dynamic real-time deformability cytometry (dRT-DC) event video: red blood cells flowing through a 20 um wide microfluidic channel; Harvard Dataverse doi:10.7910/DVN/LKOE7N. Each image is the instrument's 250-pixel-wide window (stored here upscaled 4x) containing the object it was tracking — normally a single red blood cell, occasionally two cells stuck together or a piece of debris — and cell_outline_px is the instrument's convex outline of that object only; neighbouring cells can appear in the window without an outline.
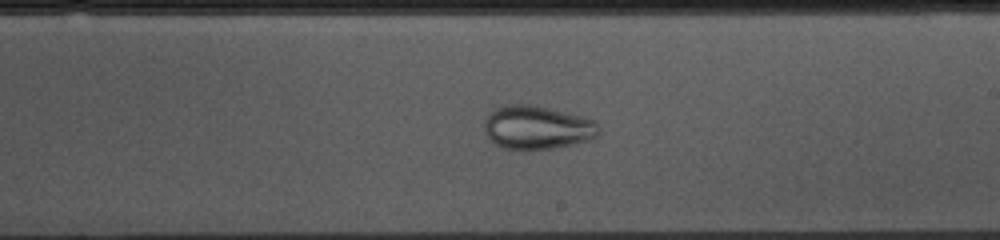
{"species": "common noctule bat (a hibernating species)", "species_latin": "Nyctalus noctula", "temperature_condition": "cold", "stored_images_in_passage": 52, "camera_frame_rate_fps": 3000, "um_per_image_px": 0.085, "animal": {"sex": "female", "body_mass_g": 10.0, "forearm_length_mm": 53.1}, "frame": {"image": 1, "passage_image": 29, "time_ms": 9.333, "image_size_px": [1000, 240], "cell_outline_px": [[600, 132], [592, 140], [552, 148], [504, 148], [496, 144], [484, 132], [484, 120], [488, 112], [500, 104], [528, 104], [568, 112], [596, 120], [600, 124]], "centroid_in_image_um": [45.67, 10.8], "position_along_channel_um": 243.3, "area_um2": 29.25}}
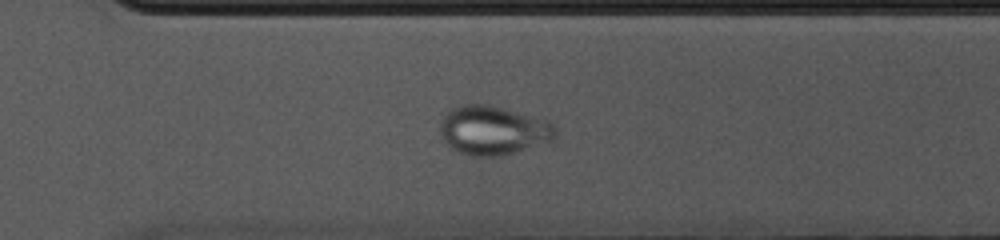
{"frame": {"image": 2, "passage_image": 36, "time_ms": 11.667, "image_size_px": [1000, 240], "cell_outline_px": [[556, 144], [496, 156], [472, 156], [456, 152], [448, 148], [440, 132], [440, 120], [452, 108], [464, 104], [488, 104], [556, 124]], "centroid_in_image_um": [41.97, 11.13], "position_along_channel_um": 328.6, "area_um2": 33.52}}
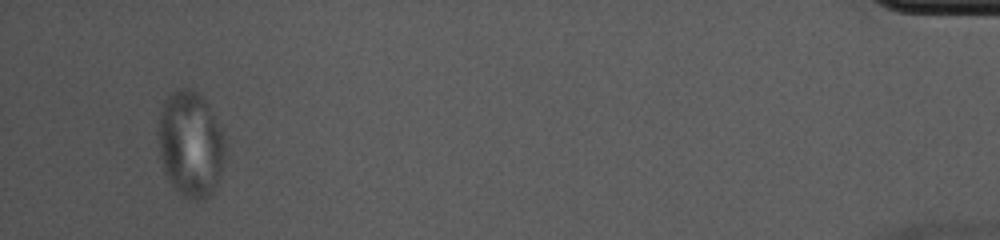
{"frame": {"image": 3, "passage_image": 50, "time_ms": 16.333, "image_size_px": [1000, 240], "cell_outline_px": [[224, 160], [216, 184], [212, 192], [208, 196], [200, 200], [188, 200], [176, 192], [160, 160], [160, 112], [164, 100], [172, 92], [180, 88], [192, 88], [204, 96], [220, 128], [224, 144]], "centroid_in_image_um": [16.2, 12.24], "position_along_channel_um": 419.0, "area_um2": 40.81}}